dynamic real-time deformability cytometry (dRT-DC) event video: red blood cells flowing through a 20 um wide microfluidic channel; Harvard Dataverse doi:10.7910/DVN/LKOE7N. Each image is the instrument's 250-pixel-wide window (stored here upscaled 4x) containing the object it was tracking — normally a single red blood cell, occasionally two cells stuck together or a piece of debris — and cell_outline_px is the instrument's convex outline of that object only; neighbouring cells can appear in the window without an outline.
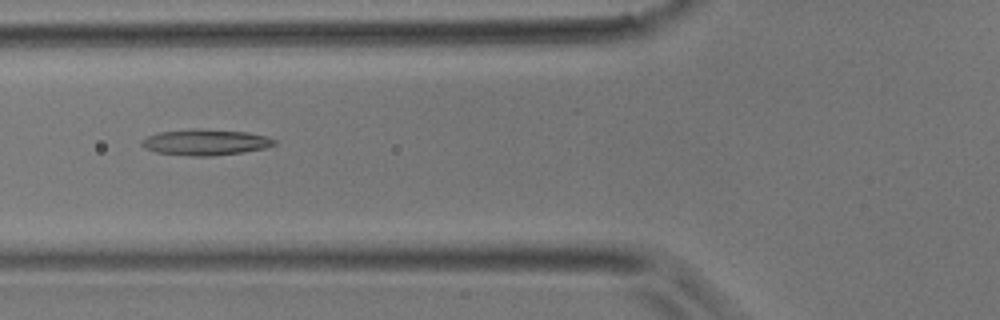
{"species": "common noctule bat (a hibernating species)", "species_latin": "Nyctalus noctula", "temperature_condition": "room temperature", "stored_images_in_passage": 5, "camera_frame_rate_fps": 3000, "um_per_image_px": 0.085, "animal": {"sex": "male", "body_mass_g": 17.9}, "frame": {"image": 1, "passage_image": 5, "time_ms": 1.333, "image_size_px": [1000, 320], "cell_outline_px": [[276, 144], [264, 148], [240, 152], [212, 156], [192, 156], [156, 152], [144, 148], [140, 144], [140, 140], [148, 136], [160, 132], [192, 128], [196, 128], [248, 132], [268, 136], [276, 140]], "centroid_in_image_um": [17.44, 12.08], "position_along_channel_um": 108.4, "area_um2": 20.11}}